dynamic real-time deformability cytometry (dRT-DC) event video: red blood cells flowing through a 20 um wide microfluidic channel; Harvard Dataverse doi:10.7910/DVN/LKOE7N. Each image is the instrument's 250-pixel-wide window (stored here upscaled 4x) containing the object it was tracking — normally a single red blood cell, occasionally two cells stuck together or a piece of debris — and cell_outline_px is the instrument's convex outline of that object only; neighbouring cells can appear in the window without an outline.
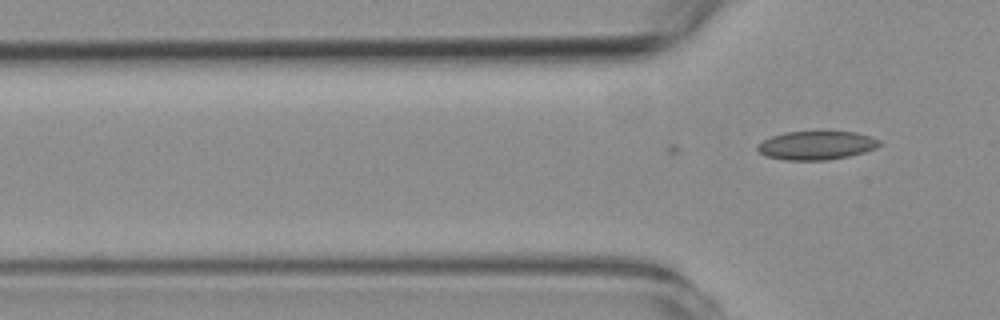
{"species": "common noctule bat (a hibernating species)", "species_latin": "Nyctalus noctula", "temperature_condition": "room temperature", "stored_images_in_passage": 2, "camera_frame_rate_fps": 3000, "um_per_image_px": 0.085, "animal": {"sex": "female", "body_mass_g": 19.3, "forearm_length_mm": 54.1}, "frame": {"image": 1, "passage_image": 2, "time_ms": 0.333, "image_size_px": [1000, 320], "cell_outline_px": [[880, 144], [876, 148], [864, 152], [848, 156], [824, 160], [784, 160], [764, 156], [756, 148], [756, 144], [772, 136], [784, 132], [824, 128], [856, 132], [880, 140]], "centroid_in_image_um": [69.37, 12.3], "position_along_channel_um": 56.4, "area_um2": 21.27}}